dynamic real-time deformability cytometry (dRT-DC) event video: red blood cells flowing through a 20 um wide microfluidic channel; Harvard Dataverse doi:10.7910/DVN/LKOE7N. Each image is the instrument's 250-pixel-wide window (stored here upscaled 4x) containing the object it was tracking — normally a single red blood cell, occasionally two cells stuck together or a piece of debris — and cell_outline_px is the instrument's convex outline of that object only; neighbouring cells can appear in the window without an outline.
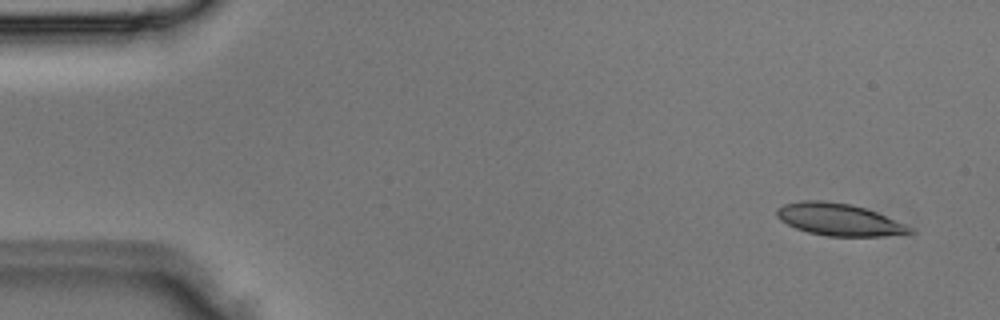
{"species": "Egyptian fruit bat (a non-hibernating species)", "species_latin": "Rousettus aegyptiacus", "temperature_condition": "room temperature", "stored_images_in_passage": 3, "segment_of_instrument_passage": [2, 2], "camera_frame_rate_fps": 3000, "um_per_image_px": 0.085, "animal": {"sex": "male"}, "frame": {"image": 1, "passage_image": 3, "time_ms": 0.667, "image_size_px": [1000, 320], "cell_outline_px": [[916, 232], [884, 236], [828, 236], [808, 232], [796, 228], [780, 220], [776, 216], [776, 208], [784, 204], [800, 200], [824, 200], [852, 204], [876, 212], [904, 224], [912, 228]], "centroid_in_image_um": [71.27, 18.65], "position_along_channel_um": 13.7, "area_um2": 24.85}}